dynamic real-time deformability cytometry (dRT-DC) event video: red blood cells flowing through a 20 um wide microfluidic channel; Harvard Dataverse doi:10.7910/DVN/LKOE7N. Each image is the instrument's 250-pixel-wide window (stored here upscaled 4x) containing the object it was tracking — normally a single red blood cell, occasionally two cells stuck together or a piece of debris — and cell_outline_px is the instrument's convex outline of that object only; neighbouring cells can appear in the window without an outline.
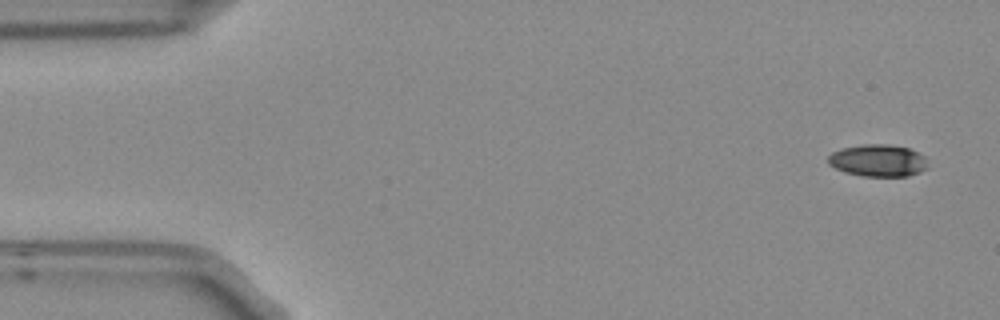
{"species": "Egyptian fruit bat (a non-hibernating species)", "species_latin": "Rousettus aegyptiacus", "temperature_condition": "room temperature", "stored_images_in_passage": 5, "segment_of_instrument_passage": [1, 2], "camera_frame_rate_fps": 3000, "um_per_image_px": 0.085, "frame": {"image": 1, "passage_image": 1, "time_ms": 0.0, "image_size_px": [1000, 320], "cell_outline_px": [[928, 168], [920, 172], [908, 176], [860, 176], [844, 172], [828, 164], [828, 156], [832, 152], [840, 148], [860, 144], [888, 144], [908, 148], [924, 156]], "centroid_in_image_um": [74.6, 13.64], "position_along_channel_um": 10.4, "area_um2": 18.79}}
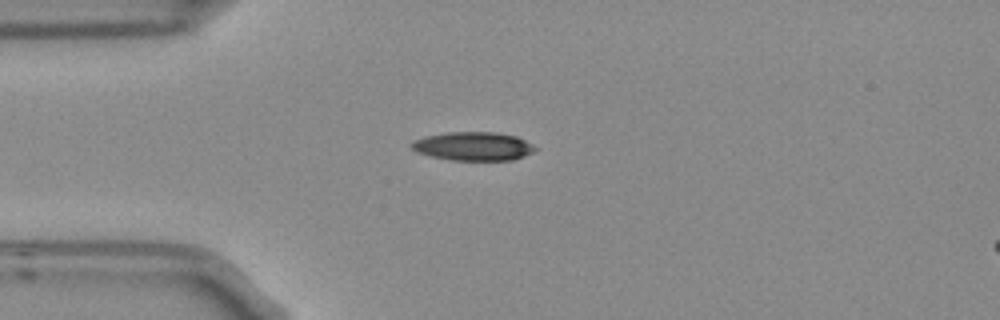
{"frame": {"image": 2, "passage_image": 4, "time_ms": 1.0, "image_size_px": [1000, 320], "cell_outline_px": [[540, 148], [524, 156], [512, 160], [452, 160], [432, 156], [416, 152], [412, 148], [412, 140], [424, 136], [448, 132], [496, 132], [516, 136]], "centroid_in_image_um": [40.24, 12.42], "position_along_channel_um": 44.8, "area_um2": 20.63}}